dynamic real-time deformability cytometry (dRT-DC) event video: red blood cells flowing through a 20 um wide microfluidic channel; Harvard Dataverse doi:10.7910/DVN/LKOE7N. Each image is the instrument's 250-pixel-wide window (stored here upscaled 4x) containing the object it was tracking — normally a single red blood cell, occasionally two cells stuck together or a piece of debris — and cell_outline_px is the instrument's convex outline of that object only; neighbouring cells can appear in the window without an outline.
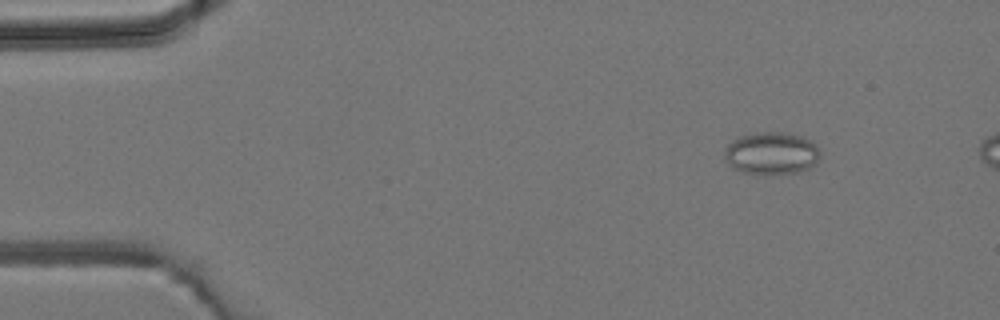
{"species": "common noctule bat (a hibernating species)", "species_latin": "Nyctalus noctula", "temperature_condition": "room temperature", "stored_images_in_passage": 3, "camera_frame_rate_fps": 3000, "um_per_image_px": 0.085, "animal": {"sex": "male", "body_mass_g": 19.2, "forearm_length_mm": 51.8}, "frame": {"image": 1, "passage_image": 1, "time_ms": 0.0, "image_size_px": [1000, 320], "cell_outline_px": [[820, 156], [816, 164], [808, 168], [796, 172], [764, 176], [744, 172], [732, 168], [728, 164], [724, 156], [724, 148], [732, 140], [740, 136], [756, 132], [784, 132], [800, 136], [816, 144], [820, 148]], "centroid_in_image_um": [65.56, 13.04], "position_along_channel_um": 19.4, "area_um2": 24.1}}